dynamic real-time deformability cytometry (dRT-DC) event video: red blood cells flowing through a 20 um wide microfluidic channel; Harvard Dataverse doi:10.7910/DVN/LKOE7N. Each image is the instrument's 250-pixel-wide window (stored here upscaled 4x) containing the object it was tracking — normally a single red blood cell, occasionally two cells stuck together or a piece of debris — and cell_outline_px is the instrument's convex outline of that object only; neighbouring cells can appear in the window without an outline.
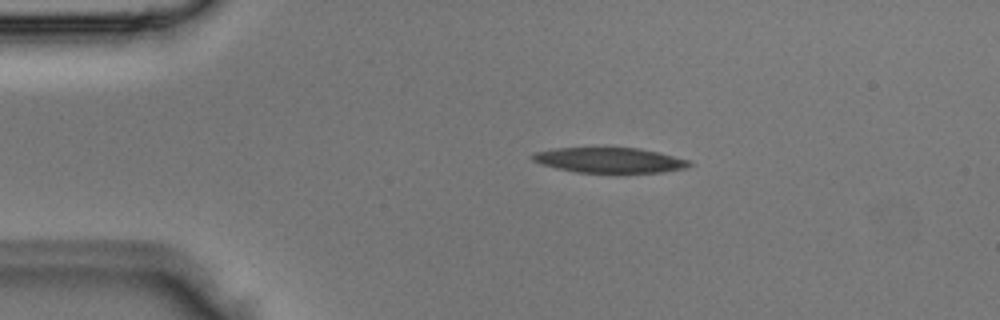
{"species": "Egyptian fruit bat (a non-hibernating species)", "species_latin": "Rousettus aegyptiacus", "temperature_condition": "room temperature", "stored_images_in_passage": 4, "camera_frame_rate_fps": 3000, "um_per_image_px": 0.085, "animal": {"sex": "male"}, "frame": {"image": 1, "passage_image": 2, "time_ms": 0.333, "image_size_px": [1000, 320], "cell_outline_px": [[692, 164], [684, 168], [664, 172], [576, 172], [556, 168], [540, 164], [532, 160], [532, 156], [536, 152], [556, 148], [640, 148], [660, 152], [688, 160]], "centroid_in_image_um": [51.81, 13.61], "position_along_channel_um": 33.2, "area_um2": 22.77}}